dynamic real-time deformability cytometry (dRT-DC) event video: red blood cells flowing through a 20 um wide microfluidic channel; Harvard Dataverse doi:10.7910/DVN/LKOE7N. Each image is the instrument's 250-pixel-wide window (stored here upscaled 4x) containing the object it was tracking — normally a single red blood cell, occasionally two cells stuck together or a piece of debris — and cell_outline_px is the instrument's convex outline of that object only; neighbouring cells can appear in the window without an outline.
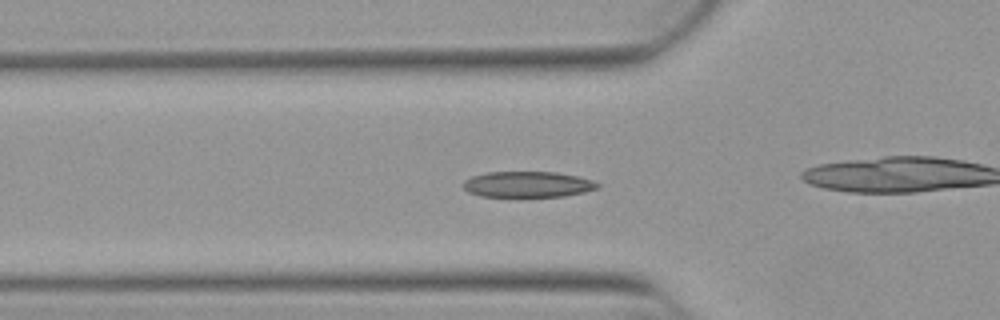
{"species": "Egyptian fruit bat (a non-hibernating species)", "species_latin": "Rousettus aegyptiacus", "temperature_condition": "warm", "stored_images_in_passage": 41, "camera_frame_rate_fps": 3000, "um_per_image_px": 0.085, "animal": {"sex": "female"}, "frame": {"image": 1, "passage_image": 10, "time_ms": 3.0, "image_size_px": [1000, 320], "cell_outline_px": [[600, 188], [584, 192], [564, 196], [480, 196], [468, 192], [464, 188], [464, 180], [472, 176], [488, 172], [556, 172], [576, 176], [592, 180], [600, 184]], "centroid_in_image_um": [44.87, 15.67], "position_along_channel_um": 80.9, "area_um2": 20.11}}
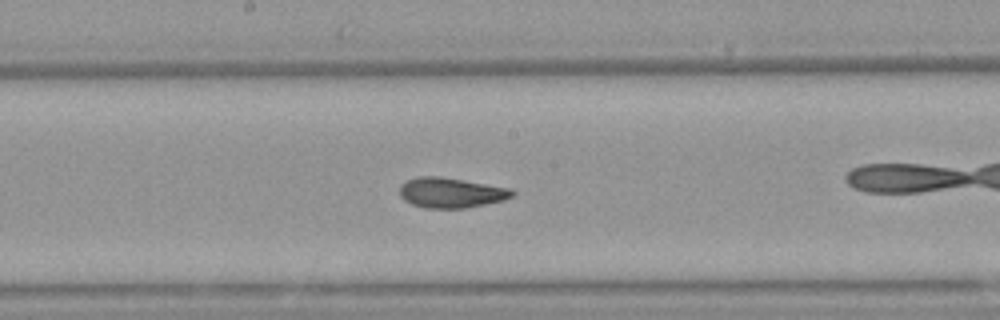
{"frame": {"image": 2, "passage_image": 20, "time_ms": 6.333, "image_size_px": [1000, 320], "cell_outline_px": [[516, 192], [512, 196], [504, 200], [464, 208], [424, 208], [412, 204], [404, 200], [400, 196], [400, 184], [404, 180], [416, 176], [440, 176], [512, 188]], "centroid_in_image_um": [38.31, 16.36], "position_along_channel_um": 209.9, "area_um2": 20.0}}
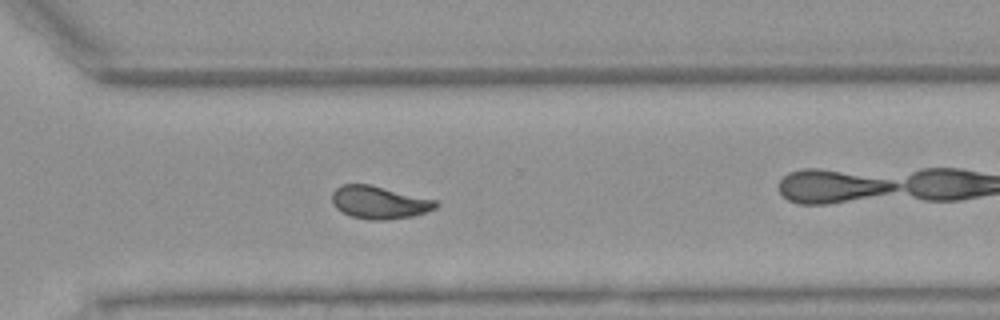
{"frame": {"image": 3, "passage_image": 30, "time_ms": 9.667, "image_size_px": [1000, 320], "cell_outline_px": [[440, 204], [436, 208], [412, 216], [384, 220], [368, 220], [352, 216], [336, 208], [332, 204], [332, 192], [340, 184], [372, 184], [436, 200]], "centroid_in_image_um": [32.23, 17.19], "position_along_channel_um": 338.4, "area_um2": 19.88}, "authors_computed_cell_mechanics": {"area_um2": 19.9988, "velocity_mm_per_s": 3.8596, "shape_relaxation_time_tau1_ms": 7.8676, "shape_relaxation_time_tau2_ms": 1.3966, "deformation_change_tau1": 0.2184, "deformation_change_tau2": 0.0729}}